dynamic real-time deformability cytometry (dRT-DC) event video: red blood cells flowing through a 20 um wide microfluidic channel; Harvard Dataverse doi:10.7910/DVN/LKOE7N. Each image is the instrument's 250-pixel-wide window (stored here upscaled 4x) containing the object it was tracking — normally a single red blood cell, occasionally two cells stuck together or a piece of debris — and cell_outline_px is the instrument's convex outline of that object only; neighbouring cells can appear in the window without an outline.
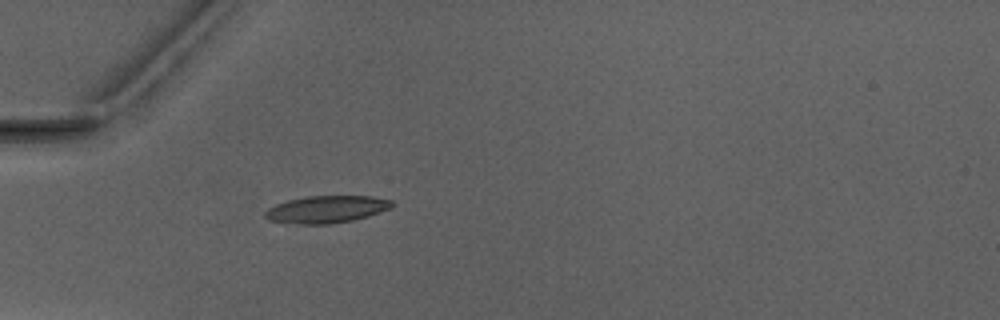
{"species": "Egyptian fruit bat (a non-hibernating species)", "species_latin": "Rousettus aegyptiacus", "temperature_condition": "warm", "stored_images_in_passage": 2, "camera_frame_rate_fps": 3000, "um_per_image_px": 0.085, "animal": {"sex": "male"}, "frame": {"image": 1, "passage_image": 2, "time_ms": 1.333, "image_size_px": [1000, 320], "cell_outline_px": [[396, 204], [392, 208], [368, 216], [352, 220], [332, 224], [300, 224], [268, 220], [264, 216], [264, 212], [268, 208], [276, 204], [288, 200], [308, 196], [372, 196], [392, 200]], "centroid_in_image_um": [27.78, 17.79], "position_along_channel_um": 57.2, "area_um2": 20.23}}